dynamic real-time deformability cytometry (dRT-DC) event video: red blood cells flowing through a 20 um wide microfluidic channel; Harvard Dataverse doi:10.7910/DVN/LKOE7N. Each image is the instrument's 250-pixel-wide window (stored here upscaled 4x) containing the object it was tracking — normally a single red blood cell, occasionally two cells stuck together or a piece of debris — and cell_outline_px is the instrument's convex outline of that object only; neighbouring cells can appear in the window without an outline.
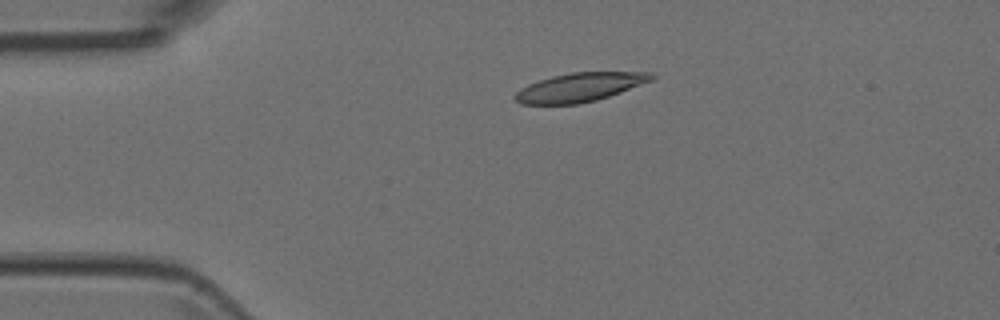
{"species": "Egyptian fruit bat (a non-hibernating species)", "species_latin": "Rousettus aegyptiacus", "temperature_condition": "room temperature", "stored_images_in_passage": 4, "camera_frame_rate_fps": 3000, "um_per_image_px": 0.085, "animal": {"sex": "female"}, "frame": {"image": 1, "passage_image": 3, "time_ms": 0.667, "image_size_px": [1000, 320], "cell_outline_px": [[656, 76], [652, 80], [620, 92], [596, 100], [576, 104], [520, 104], [512, 96], [520, 88], [528, 84], [552, 76], [572, 72], [652, 72]], "centroid_in_image_um": [49.25, 7.41], "position_along_channel_um": 35.7, "area_um2": 22.77}}